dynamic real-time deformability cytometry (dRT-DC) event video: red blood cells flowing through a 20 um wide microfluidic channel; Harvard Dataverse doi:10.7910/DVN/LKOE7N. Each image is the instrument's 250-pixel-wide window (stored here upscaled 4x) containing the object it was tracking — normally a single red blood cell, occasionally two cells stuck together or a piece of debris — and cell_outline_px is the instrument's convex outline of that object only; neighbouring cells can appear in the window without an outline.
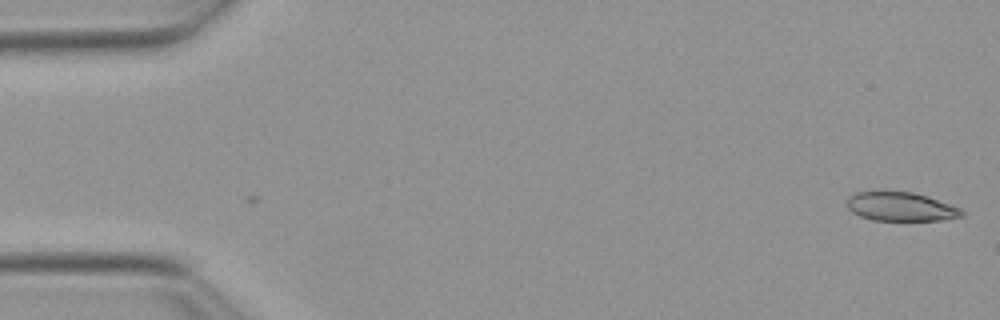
{"species": "Egyptian fruit bat (a non-hibernating species)", "species_latin": "Rousettus aegyptiacus", "temperature_condition": "warm", "stored_images_in_passage": 52, "camera_frame_rate_fps": 3000, "um_per_image_px": 0.085, "animal": {"sex": "female"}, "frame": {"image": 1, "passage_image": 1, "time_ms": 0.0, "image_size_px": [1000, 320], "cell_outline_px": [[964, 216], [944, 220], [872, 220], [860, 216], [852, 212], [844, 204], [848, 196], [856, 192], [880, 188], [912, 192], [928, 196], [960, 208], [964, 212]], "centroid_in_image_um": [76.48, 17.52], "position_along_channel_um": 8.5, "area_um2": 20.17}}
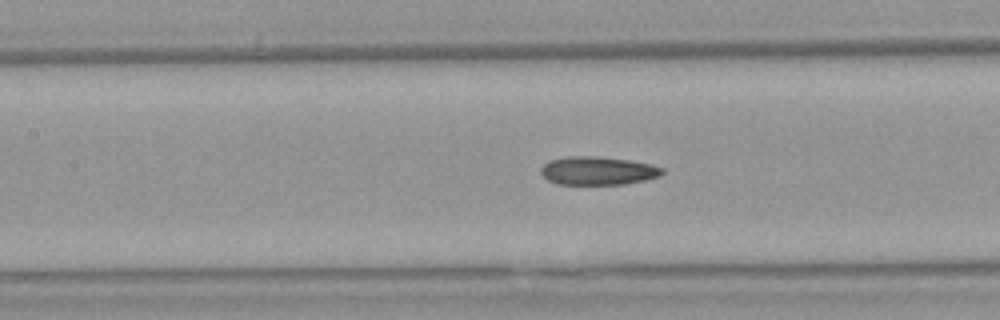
{"frame": {"image": 2, "passage_image": 23, "time_ms": 7.333, "image_size_px": [1000, 320], "cell_outline_px": [[664, 172], [660, 176], [644, 180], [624, 184], [556, 184], [548, 180], [540, 172], [540, 168], [548, 160], [568, 156], [600, 156], [628, 160], [648, 164], [664, 168]], "centroid_in_image_um": [50.78, 14.51], "position_along_channel_um": 156.6, "area_um2": 20.06}}
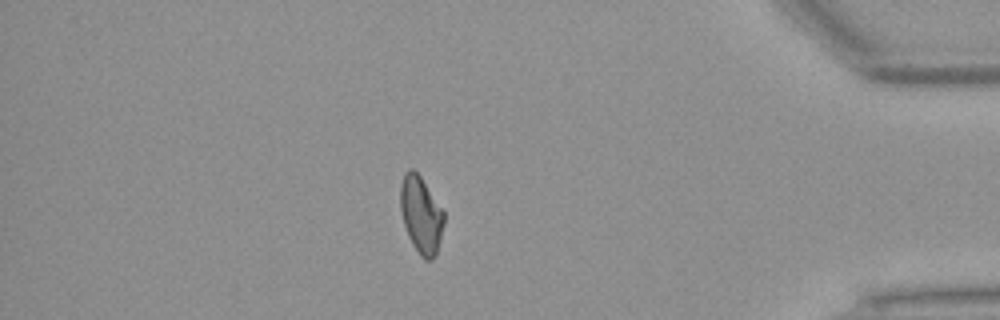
{"frame": {"image": 3, "passage_image": 45, "time_ms": 14.667, "image_size_px": [1000, 320], "cell_outline_px": [[444, 224], [440, 240], [436, 252], [432, 260], [424, 260], [420, 256], [412, 244], [408, 236], [404, 224], [400, 208], [400, 184], [404, 172], [408, 168], [412, 168], [420, 176], [444, 212]], "centroid_in_image_um": [35.77, 18.25], "position_along_channel_um": 399.4, "area_um2": 19.48}, "authors_computed_cell_mechanics": {"area_um2": 19.9988, "velocity_mm_per_s": 3.872, "shape_relaxation_time_tau1_ms": null, "shape_relaxation_time_tau2_ms": 4.0302, "deformation_change_tau1": null, "deformation_change_tau2": 0.1109}}